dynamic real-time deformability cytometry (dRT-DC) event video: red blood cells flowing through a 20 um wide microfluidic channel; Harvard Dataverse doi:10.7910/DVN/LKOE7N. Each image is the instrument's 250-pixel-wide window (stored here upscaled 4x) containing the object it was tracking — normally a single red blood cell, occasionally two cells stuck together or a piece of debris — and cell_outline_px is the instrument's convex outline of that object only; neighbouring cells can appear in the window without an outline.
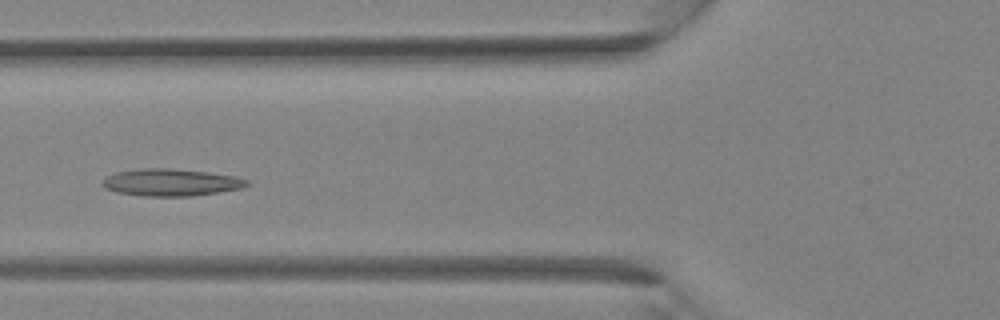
{"species": "Egyptian fruit bat (a non-hibernating species)", "species_latin": "Rousettus aegyptiacus", "temperature_condition": "room temperature", "stored_images_in_passage": 26, "camera_frame_rate_fps": 3000, "um_per_image_px": 0.085, "animal": {"sex": "female"}, "frame": {"image": 1, "passage_image": 3, "time_ms": 0.667, "image_size_px": [1000, 320], "cell_outline_px": [[252, 184], [240, 188], [192, 196], [140, 196], [116, 192], [104, 188], [104, 180], [108, 176], [116, 172], [140, 168], [172, 168], [236, 176], [248, 180]], "centroid_in_image_um": [14.54, 15.5], "position_along_channel_um": 111.3, "area_um2": 22.72}}
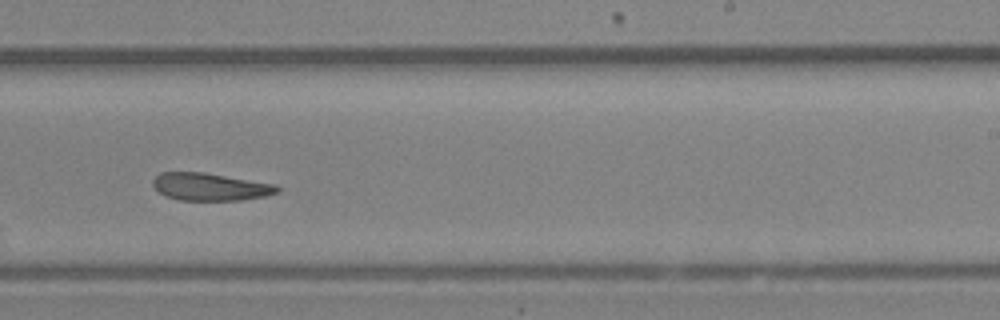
{"frame": {"image": 2, "passage_image": 12, "time_ms": 3.667, "image_size_px": [1000, 320], "cell_outline_px": [[280, 192], [264, 196], [240, 200], [180, 200], [168, 196], [160, 192], [152, 184], [152, 180], [160, 172], [204, 172], [276, 184], [280, 188]], "centroid_in_image_um": [17.89, 15.87], "position_along_channel_um": 271.1, "area_um2": 19.88}}
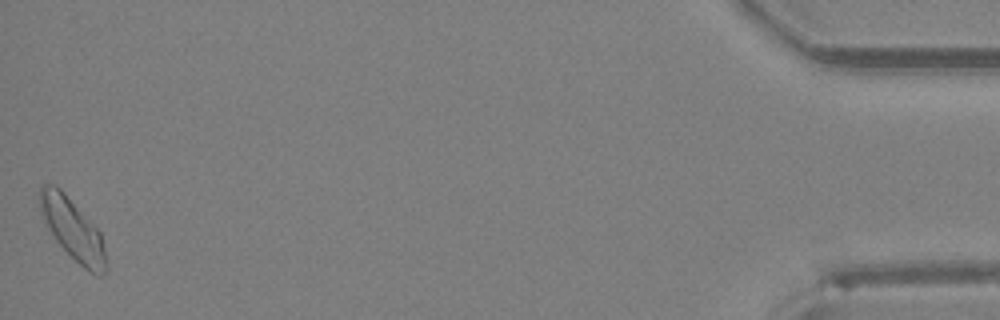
{"frame": {"image": 3, "passage_image": 26, "time_ms": 8.333, "image_size_px": [1000, 320], "cell_outline_px": [[108, 268], [104, 276], [96, 276], [84, 268], [56, 240], [48, 228], [40, 212], [40, 188], [44, 184], [56, 184], [64, 192], [100, 232], [104, 248]], "centroid_in_image_um": [6.2, 19.51], "position_along_channel_um": 429.0, "area_um2": 23.29}}